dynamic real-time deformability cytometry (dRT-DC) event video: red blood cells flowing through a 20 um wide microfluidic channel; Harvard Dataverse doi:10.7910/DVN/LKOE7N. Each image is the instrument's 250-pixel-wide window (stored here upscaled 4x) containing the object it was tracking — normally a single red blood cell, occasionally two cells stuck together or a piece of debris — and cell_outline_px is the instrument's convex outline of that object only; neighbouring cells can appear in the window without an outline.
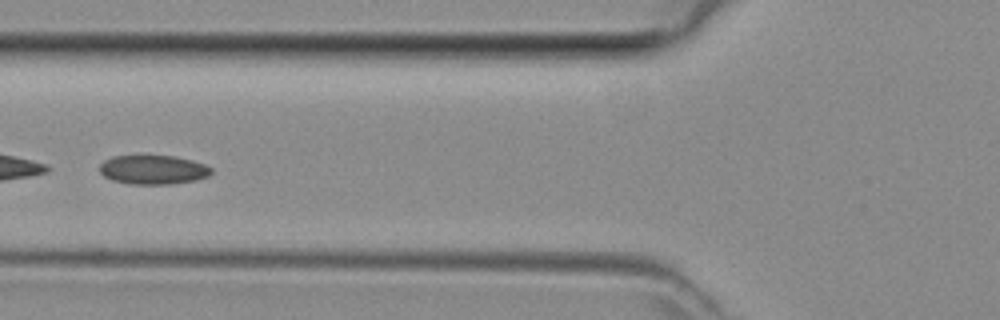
{"species": "common noctule bat (a hibernating species)", "species_latin": "Nyctalus noctula", "temperature_condition": "room temperature", "stored_images_in_passage": 37, "camera_frame_rate_fps": 3000, "um_per_image_px": 0.085, "animal": {"sex": "female", "body_mass_g": 29.2, "forearm_length_mm": 56.3}, "frame": {"image": 1, "passage_image": 12, "time_ms": 3.667, "image_size_px": [1000, 320], "cell_outline_px": [[212, 172], [208, 176], [196, 180], [172, 184], [128, 184], [112, 180], [104, 176], [100, 172], [100, 164], [104, 160], [112, 156], [176, 156], [192, 160], [204, 164], [212, 168]], "centroid_in_image_um": [13.02, 14.43], "position_along_channel_um": 112.8, "area_um2": 19.02}}
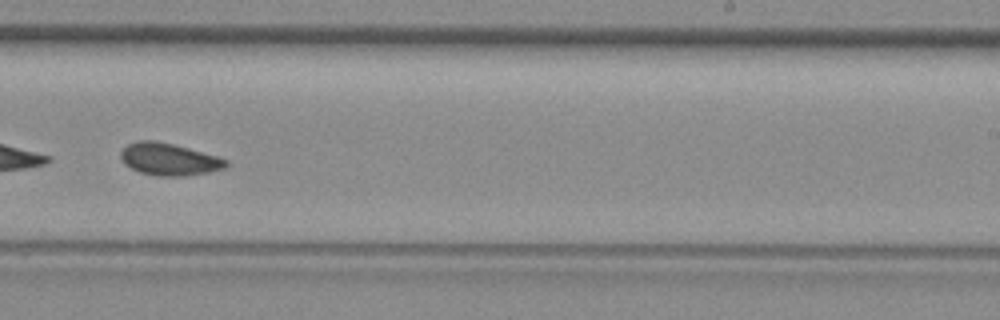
{"frame": {"image": 2, "passage_image": 23, "time_ms": 7.333, "image_size_px": [1000, 320], "cell_outline_px": [[228, 164], [224, 168], [208, 172], [184, 176], [156, 176], [140, 172], [124, 164], [120, 156], [120, 152], [128, 144], [140, 140], [152, 140], [172, 144], [188, 148], [216, 156], [228, 160]], "centroid_in_image_um": [14.35, 13.54], "position_along_channel_um": 274.7, "area_um2": 19.54}}
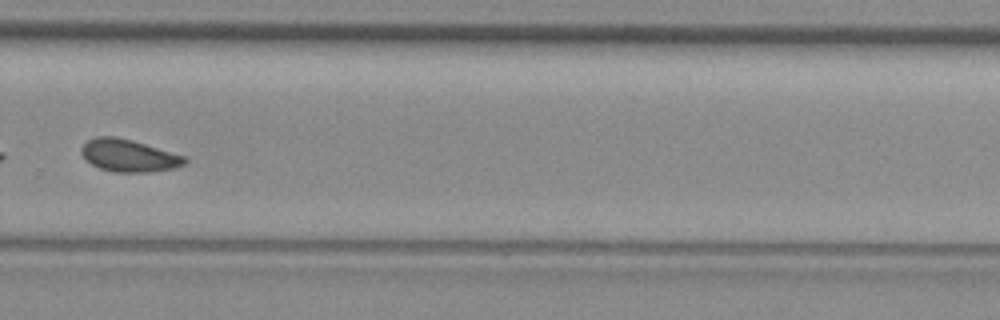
{"frame": {"image": 3, "passage_image": 26, "time_ms": 8.333, "image_size_px": [1000, 320], "cell_outline_px": [[188, 160], [184, 164], [176, 168], [148, 172], [112, 172], [100, 168], [84, 160], [80, 152], [80, 148], [88, 140], [96, 136], [112, 136], [132, 140], [184, 156]], "centroid_in_image_um": [10.9, 13.23], "position_along_channel_um": 318.9, "area_um2": 19.48}}